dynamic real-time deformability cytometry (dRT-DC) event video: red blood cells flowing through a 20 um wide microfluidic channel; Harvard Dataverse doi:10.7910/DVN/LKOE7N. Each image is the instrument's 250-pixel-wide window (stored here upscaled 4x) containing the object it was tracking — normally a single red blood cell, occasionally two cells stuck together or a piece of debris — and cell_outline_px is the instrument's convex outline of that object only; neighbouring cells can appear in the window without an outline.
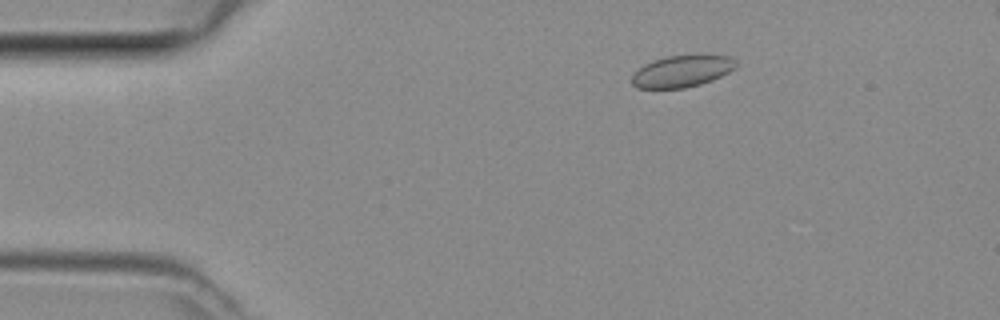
{"species": "common noctule bat (a hibernating species)", "species_latin": "Nyctalus noctula", "temperature_condition": "room temperature", "stored_images_in_passage": 3, "camera_frame_rate_fps": 3000, "um_per_image_px": 0.085, "animal": {"sex": "female", "body_mass_g": 29.2, "forearm_length_mm": 56.3}, "frame": {"image": 1, "passage_image": 1, "time_ms": 0.0, "image_size_px": [1000, 320], "cell_outline_px": [[736, 68], [712, 80], [700, 84], [684, 88], [636, 88], [632, 84], [632, 76], [644, 64], [652, 60], [668, 56], [700, 52], [704, 52], [728, 56], [736, 60]], "centroid_in_image_um": [58.02, 6.0], "position_along_channel_um": 27.0, "area_um2": 19.83}}